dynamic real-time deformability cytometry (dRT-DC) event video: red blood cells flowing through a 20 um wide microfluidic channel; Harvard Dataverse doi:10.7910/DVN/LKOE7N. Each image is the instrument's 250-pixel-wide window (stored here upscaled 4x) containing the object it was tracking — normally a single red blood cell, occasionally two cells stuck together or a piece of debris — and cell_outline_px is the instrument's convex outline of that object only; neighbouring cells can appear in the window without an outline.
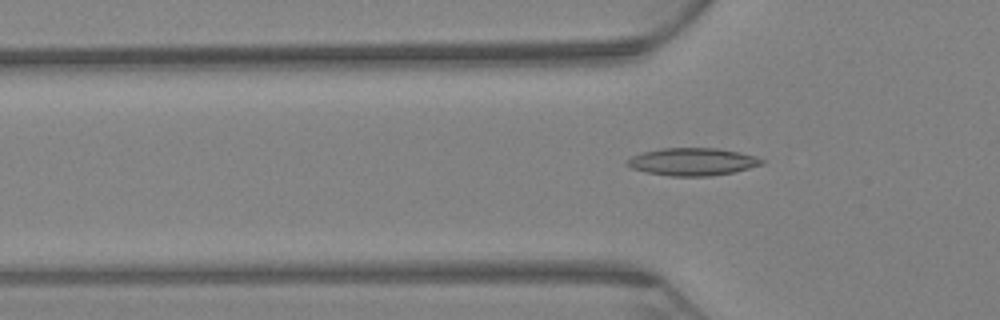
{"species": "Egyptian fruit bat (a non-hibernating species)", "species_latin": "Rousettus aegyptiacus", "temperature_condition": "warm", "stored_images_in_passage": 67, "camera_frame_rate_fps": 3000, "um_per_image_px": 0.085, "animal": {"sex": "female"}, "frame": {"image": 1, "passage_image": 22, "time_ms": 7.0, "image_size_px": [1000, 320], "cell_outline_px": [[764, 164], [732, 172], [712, 176], [668, 176], [648, 172], [632, 168], [624, 164], [632, 156], [644, 152], [660, 148], [720, 148], [756, 156], [764, 160]], "centroid_in_image_um": [58.87, 13.74], "position_along_channel_um": 66.9, "area_um2": 21.56}}
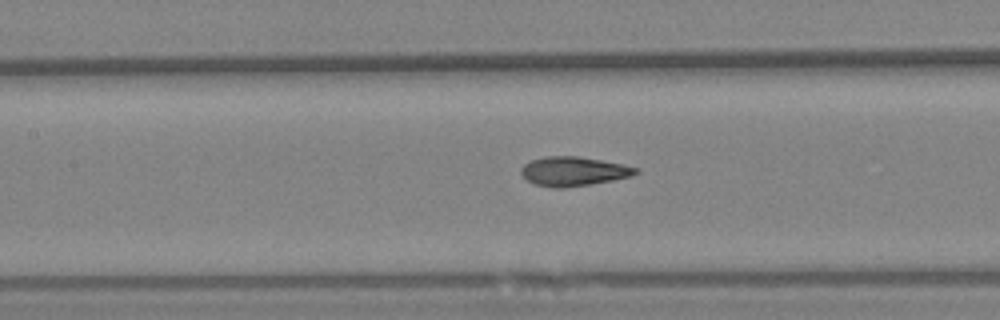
{"frame": {"image": 2, "passage_image": 31, "time_ms": 10.0, "image_size_px": [1000, 320], "cell_outline_px": [[640, 172], [632, 176], [592, 184], [564, 188], [552, 188], [536, 184], [528, 180], [520, 172], [520, 168], [524, 164], [532, 160], [548, 156], [576, 156], [624, 164], [640, 168]], "centroid_in_image_um": [48.79, 14.57], "position_along_channel_um": 158.6, "area_um2": 19.54}}
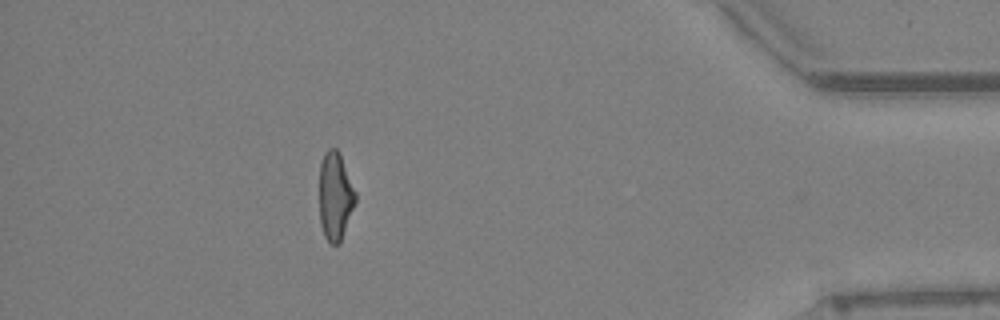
{"frame": {"image": 3, "passage_image": 60, "time_ms": 19.667, "image_size_px": [1000, 320], "cell_outline_px": [[356, 200], [340, 244], [332, 244], [324, 236], [320, 224], [320, 164], [324, 152], [328, 148], [336, 148], [340, 152], [356, 192]], "centroid_in_image_um": [28.49, 16.65], "position_along_channel_um": 406.7, "area_um2": 18.61}, "authors_computed_cell_mechanics": {"area_um2": 19.4786, "velocity_mm_per_s": 3.0642, "shape_relaxation_time_tau1_ms": null, "shape_relaxation_time_tau2_ms": 2.0669, "deformation_change_tau1": null, "deformation_change_tau2": 0.091}}